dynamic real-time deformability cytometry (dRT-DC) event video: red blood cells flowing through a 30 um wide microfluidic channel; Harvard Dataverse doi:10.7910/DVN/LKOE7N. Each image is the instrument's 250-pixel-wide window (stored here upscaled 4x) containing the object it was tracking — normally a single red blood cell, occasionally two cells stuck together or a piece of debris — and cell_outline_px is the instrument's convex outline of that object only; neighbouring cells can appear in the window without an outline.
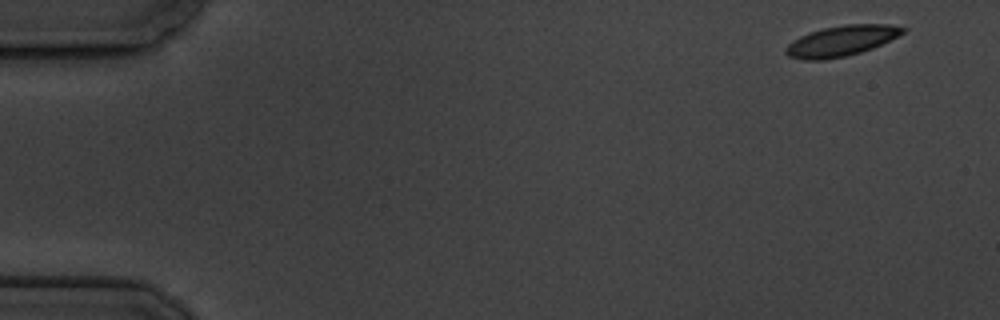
{"species": "common noctule bat (a hibernating species)", "species_latin": "Nyctalus noctula", "temperature_condition": "cold", "stored_images_in_passage": 5, "camera_frame_rate_fps": 3000, "um_per_image_px": 0.085, "animal": {"sex": "male", "body_mass_g": 19.5, "forearm_length_mm": 54.6}, "frame": {"image": 1, "passage_image": 1, "time_ms": 0.0, "image_size_px": [1000, 320], "cell_outline_px": [[908, 28], [904, 32], [872, 48], [860, 52], [844, 56], [820, 60], [804, 60], [788, 56], [784, 52], [784, 48], [792, 40], [800, 36], [824, 28], [844, 24], [888, 24]], "centroid_in_image_um": [71.47, 3.47], "position_along_channel_um": 13.5, "area_um2": 20.52}}